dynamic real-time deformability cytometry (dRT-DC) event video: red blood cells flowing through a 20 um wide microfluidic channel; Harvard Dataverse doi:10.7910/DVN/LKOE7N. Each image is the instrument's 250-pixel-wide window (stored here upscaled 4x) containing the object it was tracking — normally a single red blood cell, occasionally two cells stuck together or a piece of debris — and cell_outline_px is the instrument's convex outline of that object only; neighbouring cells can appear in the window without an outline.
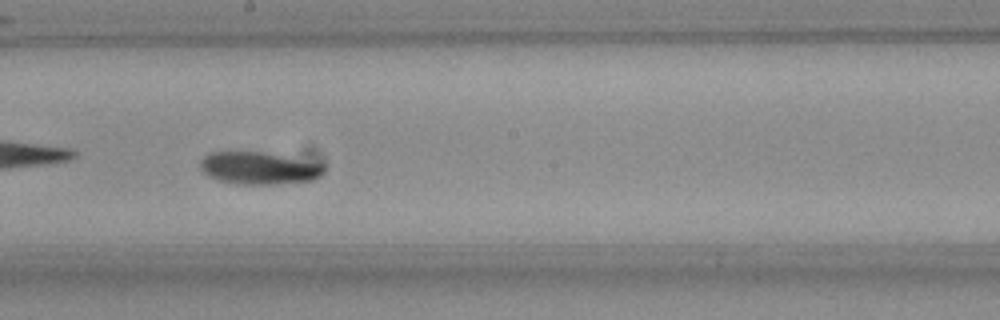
{"species": "Egyptian fruit bat (a non-hibernating species)", "species_latin": "Rousettus aegyptiacus", "temperature_condition": "room temperature", "stored_images_in_passage": 41, "camera_frame_rate_fps": 3000, "um_per_image_px": 0.085, "frame": {"image": 1, "passage_image": 24, "time_ms": 7.667, "image_size_px": [1000, 320], "cell_outline_px": [[324, 172], [320, 176], [312, 180], [276, 184], [236, 184], [220, 180], [204, 172], [200, 168], [200, 160], [204, 156], [212, 152], [260, 152], [324, 164]], "centroid_in_image_um": [22.0, 14.3], "position_along_channel_um": 226.2, "area_um2": 22.89}, "authors_computed_cell_mechanics": {"area_um2": 23.2356, "velocity_mm_per_s": 3.6955, "shape_relaxation_time_tau1_ms": 3.6944, "shape_relaxation_time_tau2_ms": null, "deformation_change_tau1": 0.1127, "deformation_change_tau2": null}}